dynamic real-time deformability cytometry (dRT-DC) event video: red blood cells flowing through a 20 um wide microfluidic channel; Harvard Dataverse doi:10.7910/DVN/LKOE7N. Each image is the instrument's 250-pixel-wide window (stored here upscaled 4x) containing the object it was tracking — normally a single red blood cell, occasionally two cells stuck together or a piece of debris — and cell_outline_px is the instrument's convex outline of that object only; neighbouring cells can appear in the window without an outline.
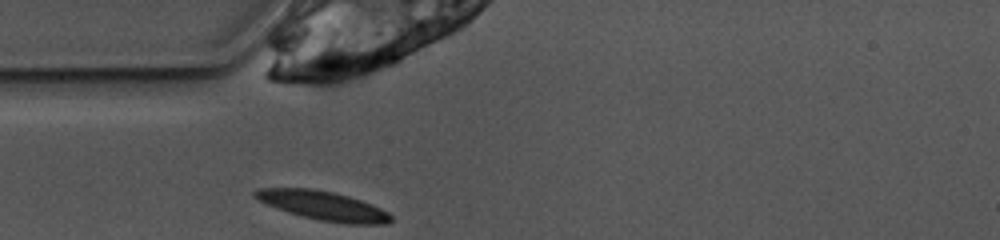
{"species": "common noctule bat (a hibernating species)", "species_latin": "Nyctalus noctula", "temperature_condition": "warm", "stored_images_in_passage": 25, "camera_frame_rate_fps": 3000, "um_per_image_px": 0.085, "animal": {"sex": "female", "body_mass_g": 10.0, "forearm_length_mm": 53.1}, "frame": {"image": 1, "passage_image": 1, "time_ms": 0.0, "image_size_px": [1000, 240], "cell_outline_px": [[392, 220], [388, 224], [344, 224], [320, 220], [288, 212], [276, 208], [252, 196], [252, 192], [256, 188], [312, 188], [332, 192], [348, 196], [372, 204], [388, 212], [392, 216]], "centroid_in_image_um": [27.47, 17.48], "position_along_channel_um": 57.5, "area_um2": 22.95}}
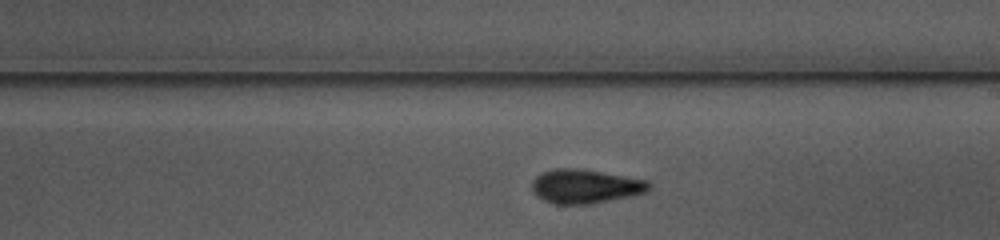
{"frame": {"image": 2, "passage_image": 15, "time_ms": 4.667, "image_size_px": [1000, 240], "cell_outline_px": [[652, 188], [648, 192], [632, 196], [592, 204], [556, 204], [544, 200], [536, 196], [532, 192], [532, 180], [540, 172], [556, 168], [580, 168], [648, 180], [652, 184]], "centroid_in_image_um": [49.77, 15.84], "position_along_channel_um": 239.2, "area_um2": 23.64}}
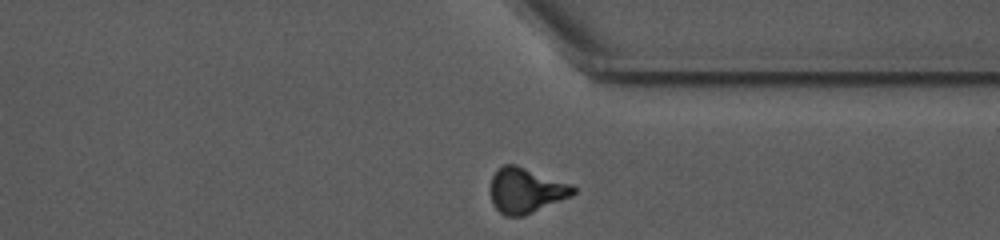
{"frame": {"image": 3, "passage_image": 25, "time_ms": 8.0, "image_size_px": [1000, 240], "cell_outline_px": [[576, 192], [572, 196], [524, 216], [504, 216], [492, 204], [488, 188], [492, 176], [496, 168], [504, 164], [516, 164], [572, 184], [576, 188]], "centroid_in_image_um": [44.67, 16.18], "position_along_channel_um": 366.7, "area_um2": 22.31}, "authors_computed_cell_mechanics": {"area_um2": 22.3108, "velocity_mm_per_s": 3.8847, "shape_relaxation_time_tau1_ms": 4.486, "shape_relaxation_time_tau2_ms": 2.8502, "deformation_change_tau1": 0.1877, "deformation_change_tau2": 0.0913}}